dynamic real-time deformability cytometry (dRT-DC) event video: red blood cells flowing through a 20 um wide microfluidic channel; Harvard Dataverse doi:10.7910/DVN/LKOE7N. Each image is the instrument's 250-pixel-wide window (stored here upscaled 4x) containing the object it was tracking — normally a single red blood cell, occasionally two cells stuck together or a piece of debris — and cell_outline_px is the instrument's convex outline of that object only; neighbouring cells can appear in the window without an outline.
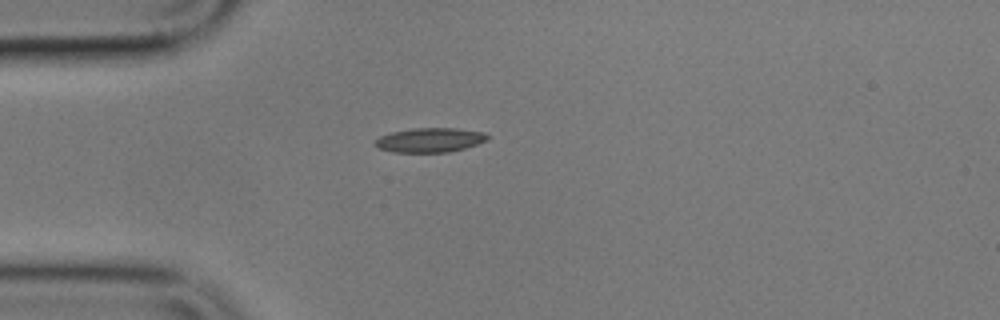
{"species": "common noctule bat (a hibernating species)", "species_latin": "Nyctalus noctula", "temperature_condition": "cold", "stored_images_in_passage": 12, "camera_frame_rate_fps": 3000, "um_per_image_px": 0.085, "animal": {"sex": "male", "body_mass_g": 17.9}, "frame": {"image": 1, "passage_image": 1, "time_ms": 0.0, "image_size_px": [1000, 320], "cell_outline_px": [[488, 140], [464, 148], [448, 152], [392, 152], [376, 148], [372, 144], [380, 136], [392, 132], [412, 128], [456, 128], [484, 132], [488, 136]], "centroid_in_image_um": [36.5, 11.9], "position_along_channel_um": 48.5, "area_um2": 16.01}}
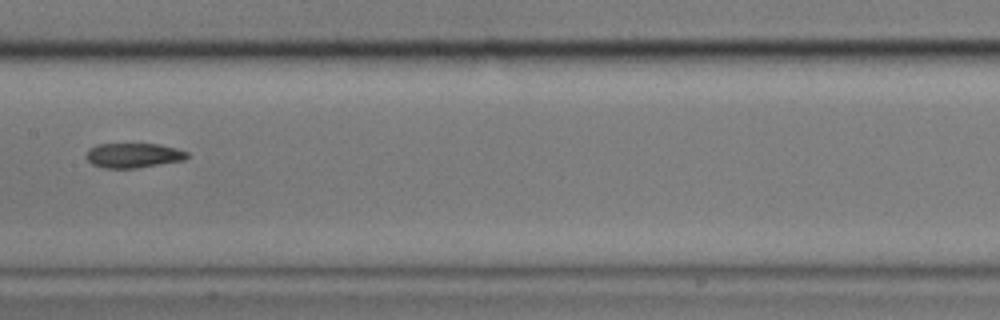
{"frame": {"image": 2, "passage_image": 5, "time_ms": 4.667, "image_size_px": [1000, 320], "cell_outline_px": [[188, 156], [184, 160], [136, 168], [104, 168], [92, 164], [84, 156], [88, 148], [96, 144], [160, 144], [176, 148], [188, 152]], "centroid_in_image_um": [11.3, 13.2], "position_along_channel_um": 196.1, "area_um2": 14.62}}
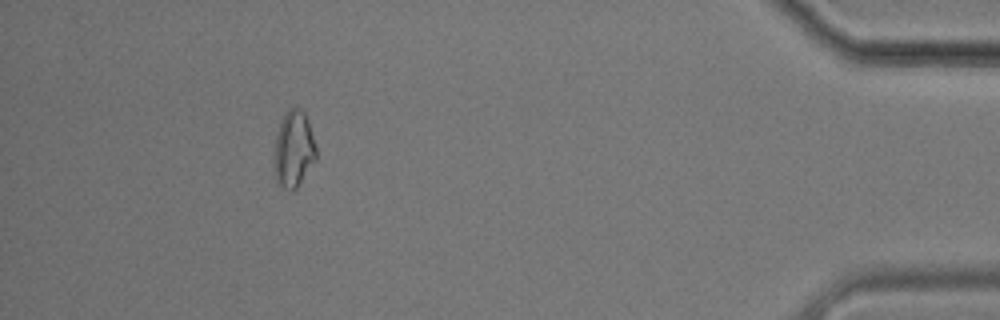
{"frame": {"image": 3, "passage_image": 11, "time_ms": 12.667, "image_size_px": [1000, 320], "cell_outline_px": [[316, 160], [296, 188], [292, 192], [276, 184], [276, 132], [284, 112], [288, 108], [300, 108], [304, 112], [308, 120], [316, 144]], "centroid_in_image_um": [24.99, 12.66], "position_along_channel_um": 410.2, "area_um2": 18.61}, "authors_computed_cell_mechanics": {"area_um2": 15.8083, "velocity_mm_per_s": 3.4041, "shape_relaxation_time_tau1_ms": null, "shape_relaxation_time_tau2_ms": 2.677, "deformation_change_tau1": null, "deformation_change_tau2": 0.0679}}